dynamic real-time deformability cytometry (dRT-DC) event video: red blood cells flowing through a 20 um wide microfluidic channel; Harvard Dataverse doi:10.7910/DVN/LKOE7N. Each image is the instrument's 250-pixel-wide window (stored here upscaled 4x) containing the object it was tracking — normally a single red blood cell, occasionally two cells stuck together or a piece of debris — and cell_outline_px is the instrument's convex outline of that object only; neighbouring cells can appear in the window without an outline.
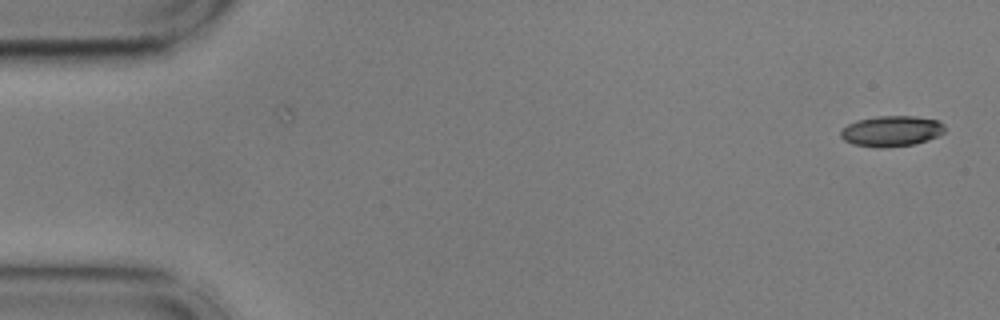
{"species": "common noctule bat (a hibernating species)", "species_latin": "Nyctalus noctula", "temperature_condition": "cold", "stored_images_in_passage": 51, "camera_frame_rate_fps": 3000, "um_per_image_px": 0.085, "animal": {"sex": "male", "body_mass_g": 17.9, "forearm_length_mm": 54.2}, "frame": {"image": 1, "passage_image": 1, "time_ms": 0.0, "image_size_px": [1000, 320], "cell_outline_px": [[944, 132], [928, 140], [912, 144], [884, 148], [880, 148], [852, 144], [844, 140], [840, 136], [840, 132], [848, 124], [856, 120], [876, 116], [912, 116], [940, 120], [944, 124]], "centroid_in_image_um": [75.76, 11.14], "position_along_channel_um": 9.2, "area_um2": 18.61}}
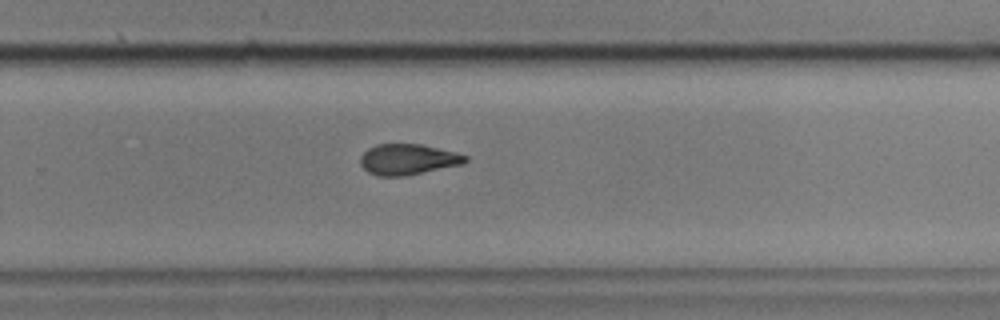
{"frame": {"image": 2, "passage_image": 32, "time_ms": 10.333, "image_size_px": [1000, 320], "cell_outline_px": [[468, 160], [464, 164], [404, 176], [376, 176], [368, 172], [360, 164], [360, 156], [368, 148], [376, 144], [420, 144], [456, 152], [468, 156]], "centroid_in_image_um": [34.67, 13.55], "position_along_channel_um": 295.1, "area_um2": 18.9}}
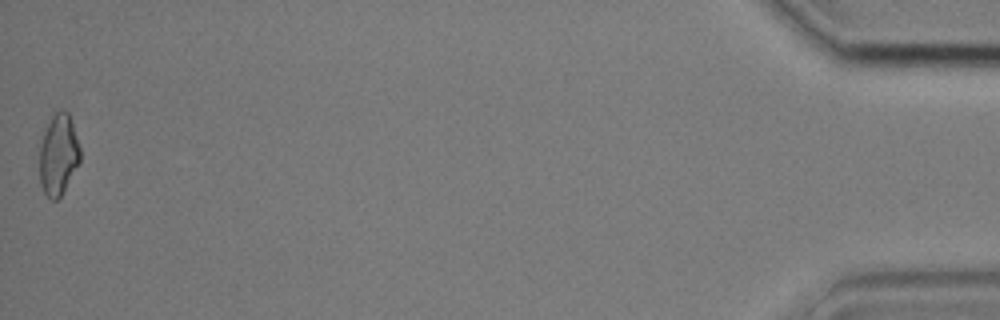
{"frame": {"image": 3, "passage_image": 51, "time_ms": 16.667, "image_size_px": [1000, 320], "cell_outline_px": [[80, 160], [60, 196], [56, 200], [52, 200], [44, 192], [40, 184], [40, 144], [44, 132], [52, 116], [56, 112], [68, 112], [80, 148]], "centroid_in_image_um": [4.95, 13.16], "position_along_channel_um": 430.3, "area_um2": 18.55}, "authors_computed_cell_mechanics": {"area_um2": 19.1318, "velocity_mm_per_s": 3.6289, "shape_relaxation_time_tau1_ms": null, "shape_relaxation_time_tau2_ms": 4.2249, "deformation_change_tau1": null, "deformation_change_tau2": 0.117}}